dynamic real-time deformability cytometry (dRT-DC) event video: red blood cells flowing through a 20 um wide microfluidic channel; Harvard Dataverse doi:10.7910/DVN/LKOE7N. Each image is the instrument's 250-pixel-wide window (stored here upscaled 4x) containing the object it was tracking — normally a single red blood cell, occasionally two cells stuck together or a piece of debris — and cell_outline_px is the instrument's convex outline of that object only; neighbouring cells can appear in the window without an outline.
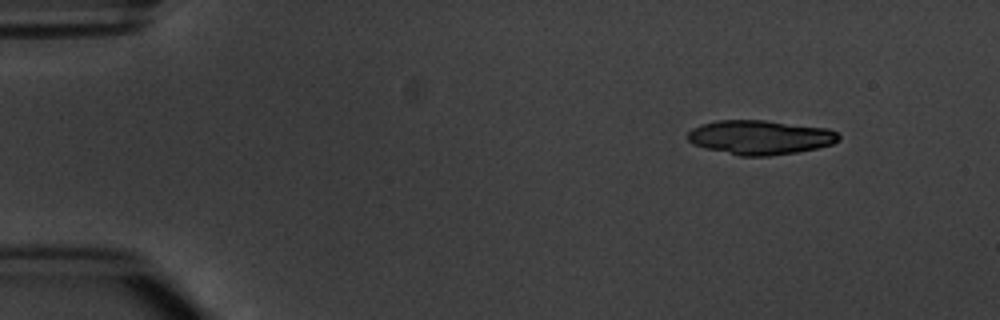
{"species": "common noctule bat (a hibernating species)", "species_latin": "Nyctalus noctula", "temperature_condition": "warm", "stored_images_in_passage": 6, "segment_of_instrument_passage": [2, 2], "camera_frame_rate_fps": 3000, "um_per_image_px": 0.085, "animal": {"sex": "male", "body_mass_g": 20.1, "forearm_length_mm": 53.5}, "frame": {"image": 1, "passage_image": 6, "time_ms": 6.667, "image_size_px": [1000, 320], "cell_outline_px": [[840, 140], [832, 144], [816, 148], [796, 152], [768, 156], [740, 156], [704, 148], [692, 144], [688, 140], [688, 132], [692, 128], [700, 124], [716, 120], [764, 120], [828, 128], [836, 132], [840, 136]], "centroid_in_image_um": [64.58, 11.67], "position_along_channel_um": 20.4, "area_um2": 30.29}}